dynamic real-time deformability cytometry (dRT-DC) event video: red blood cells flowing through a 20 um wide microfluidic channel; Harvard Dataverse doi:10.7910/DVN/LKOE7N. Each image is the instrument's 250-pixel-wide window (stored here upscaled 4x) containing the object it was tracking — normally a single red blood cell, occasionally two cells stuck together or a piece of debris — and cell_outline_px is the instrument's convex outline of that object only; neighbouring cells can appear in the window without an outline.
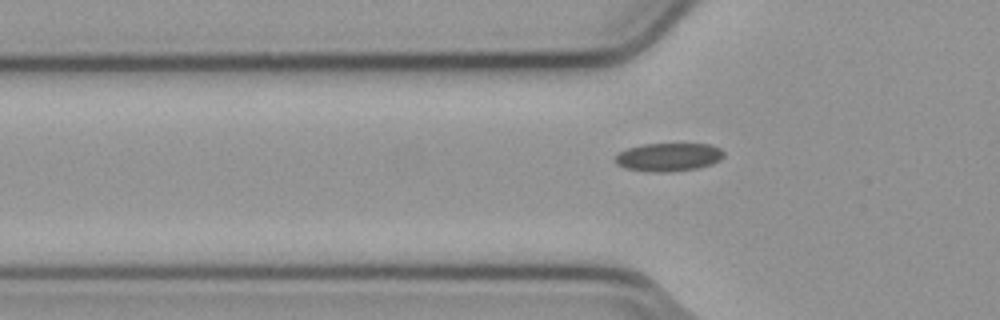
{"species": "common noctule bat (a hibernating species)", "species_latin": "Nyctalus noctula", "temperature_condition": "cold", "stored_images_in_passage": 38, "camera_frame_rate_fps": 3000, "um_per_image_px": 0.085, "animal": {"sex": "male", "body_mass_g": 23.1, "forearm_length_mm": 52.7}, "frame": {"image": 1, "passage_image": 2, "time_ms": 0.333, "image_size_px": [1000, 320], "cell_outline_px": [[724, 156], [720, 160], [712, 164], [696, 168], [668, 172], [648, 172], [624, 168], [616, 164], [616, 156], [620, 152], [628, 148], [644, 144], [712, 144], [720, 148], [724, 152]], "centroid_in_image_um": [56.84, 13.35], "position_along_channel_um": 69.0, "area_um2": 17.92}}
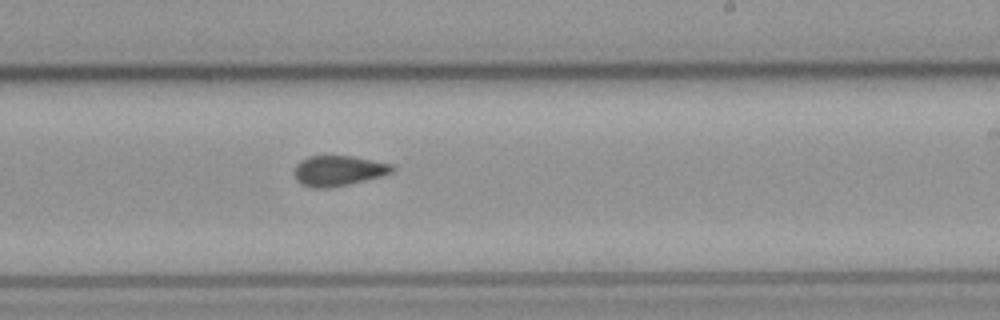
{"frame": {"image": 2, "passage_image": 17, "time_ms": 5.333, "image_size_px": [1000, 320], "cell_outline_px": [[396, 172], [384, 176], [348, 184], [328, 188], [312, 188], [300, 184], [296, 180], [292, 172], [296, 164], [300, 160], [308, 156], [352, 156], [392, 164], [396, 168]], "centroid_in_image_um": [28.76, 14.52], "position_along_channel_um": 260.2, "area_um2": 17.69}}
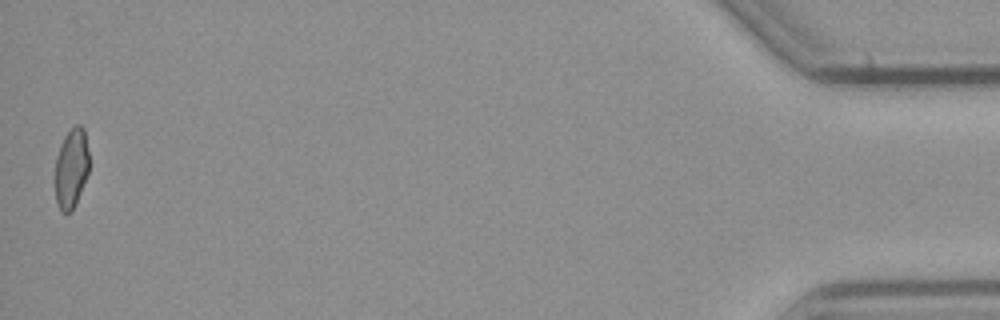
{"frame": {"image": 3, "passage_image": 38, "time_ms": 12.333, "image_size_px": [1000, 320], "cell_outline_px": [[88, 172], [72, 212], [60, 212], [56, 204], [56, 156], [64, 136], [76, 124], [80, 124], [84, 128], [88, 152]], "centroid_in_image_um": [6.05, 14.3], "position_along_channel_um": 429.1, "area_um2": 15.61}, "authors_computed_cell_mechanics": {"area_um2": 17.3689, "velocity_mm_per_s": 3.8075, "shape_relaxation_time_tau1_ms": null, "shape_relaxation_time_tau2_ms": 2.4807, "deformation_change_tau1": null, "deformation_change_tau2": 0.0646}}